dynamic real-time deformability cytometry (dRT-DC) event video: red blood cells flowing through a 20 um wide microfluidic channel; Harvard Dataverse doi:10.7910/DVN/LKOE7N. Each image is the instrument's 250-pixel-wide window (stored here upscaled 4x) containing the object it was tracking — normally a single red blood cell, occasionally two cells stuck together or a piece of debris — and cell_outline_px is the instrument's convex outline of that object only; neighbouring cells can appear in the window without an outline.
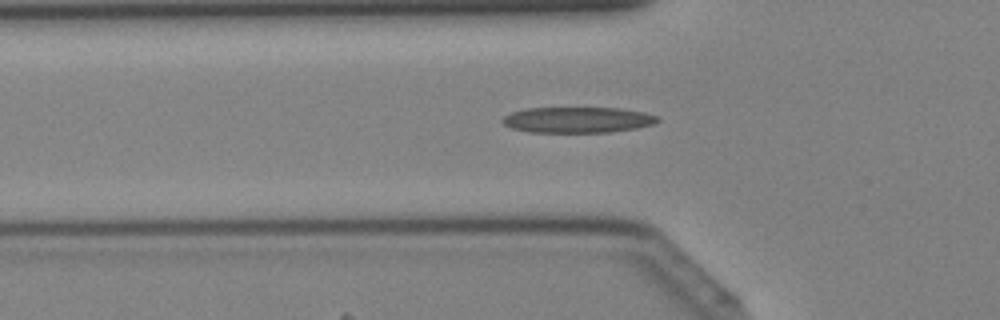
{"species": "Egyptian fruit bat (a non-hibernating species)", "species_latin": "Rousettus aegyptiacus", "temperature_condition": "cold", "stored_images_in_passage": 39, "camera_frame_rate_fps": 3000, "um_per_image_px": 0.085, "animal": {"sex": "female"}, "frame": {"image": 1, "passage_image": 10, "time_ms": 3.0, "image_size_px": [1000, 320], "cell_outline_px": [[660, 120], [656, 124], [636, 128], [608, 132], [528, 132], [512, 128], [504, 124], [500, 120], [504, 116], [512, 112], [524, 108], [620, 108], [644, 112], [660, 116]], "centroid_in_image_um": [49.12, 10.18], "position_along_channel_um": 76.7, "area_um2": 23.47}}
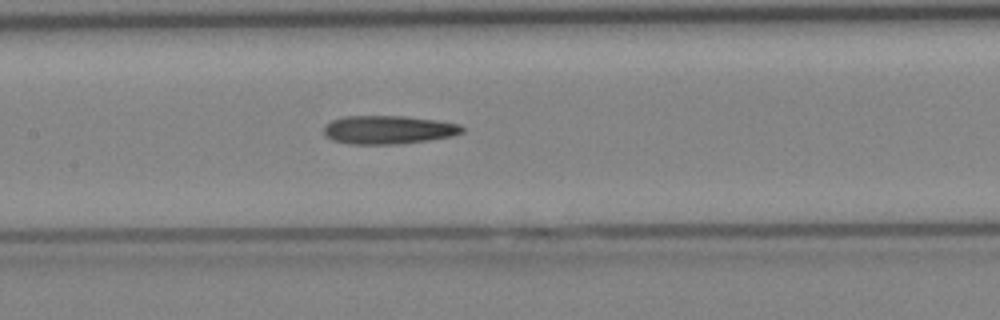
{"frame": {"image": 2, "passage_image": 16, "time_ms": 5.0, "image_size_px": [1000, 320], "cell_outline_px": [[464, 132], [452, 136], [428, 140], [396, 144], [348, 144], [332, 140], [324, 136], [324, 128], [332, 120], [344, 116], [404, 116], [436, 120], [460, 124], [464, 128]], "centroid_in_image_um": [33.01, 11.03], "position_along_channel_um": 174.4, "area_um2": 22.95}}
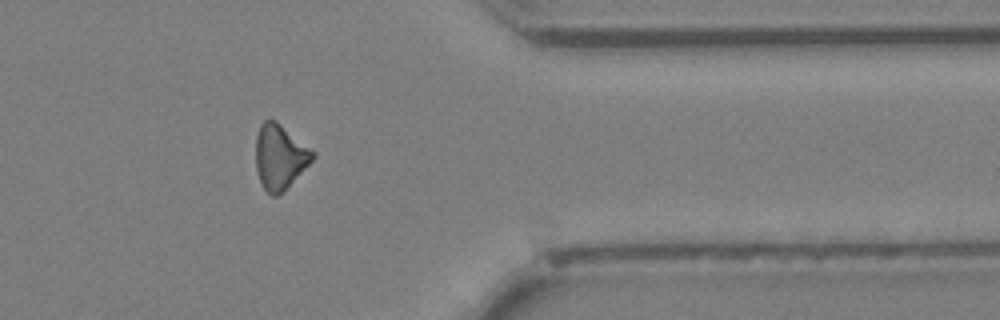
{"frame": {"image": 3, "passage_image": 30, "time_ms": 9.667, "image_size_px": [1000, 320], "cell_outline_px": [[316, 156], [284, 192], [276, 196], [272, 196], [264, 188], [256, 172], [256, 136], [260, 124], [264, 120], [276, 120], [316, 152]], "centroid_in_image_um": [23.79, 13.33], "position_along_channel_um": 387.6, "area_um2": 21.62}}